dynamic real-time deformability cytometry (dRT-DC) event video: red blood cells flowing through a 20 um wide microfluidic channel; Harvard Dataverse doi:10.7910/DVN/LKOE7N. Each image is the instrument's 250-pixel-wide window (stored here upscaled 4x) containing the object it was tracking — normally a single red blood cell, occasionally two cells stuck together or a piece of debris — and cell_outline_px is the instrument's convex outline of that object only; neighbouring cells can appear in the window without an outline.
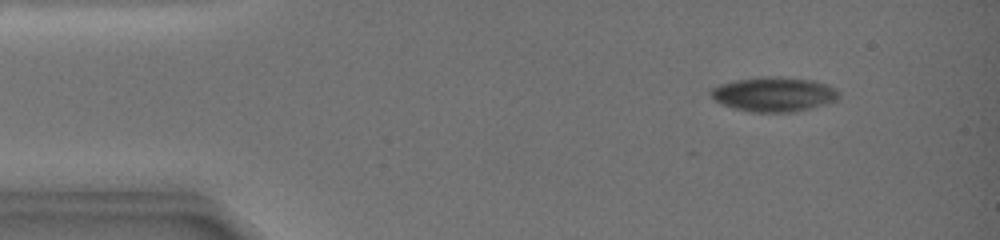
{"species": "common noctule bat (a hibernating species)", "species_latin": "Nyctalus noctula", "temperature_condition": "warm", "stored_images_in_passage": 10, "camera_frame_rate_fps": 3000, "um_per_image_px": 0.085, "animal": {"sex": "female", "body_mass_g": 19.0, "forearm_length_mm": 51.5}, "frame": {"image": 1, "passage_image": 1, "time_ms": 0.0, "image_size_px": [1000, 240], "cell_outline_px": [[836, 92], [832, 96], [796, 108], [744, 108], [728, 104], [712, 96], [712, 92], [716, 88], [724, 84], [744, 80], [800, 80], [820, 84]], "centroid_in_image_um": [65.58, 7.96], "position_along_channel_um": 19.4, "area_um2": 19.83}}
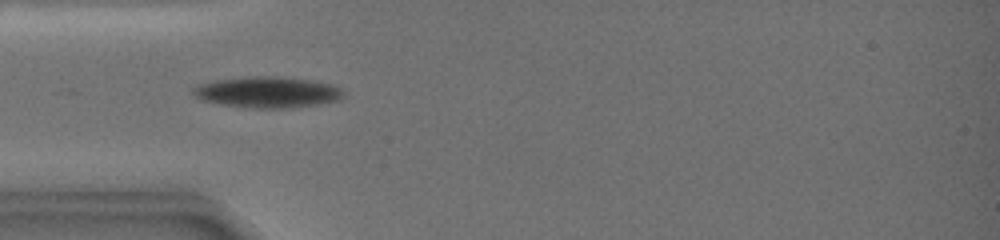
{"frame": {"image": 2, "passage_image": 7, "time_ms": 3.667, "image_size_px": [1000, 240], "cell_outline_px": [[340, 92], [332, 100], [308, 104], [280, 108], [260, 108], [228, 104], [208, 100], [200, 96], [196, 92], [200, 88], [208, 84], [224, 80], [264, 76], [300, 80], [328, 84], [336, 88]], "centroid_in_image_um": [22.76, 7.84], "position_along_channel_um": 62.2, "area_um2": 23.87}}